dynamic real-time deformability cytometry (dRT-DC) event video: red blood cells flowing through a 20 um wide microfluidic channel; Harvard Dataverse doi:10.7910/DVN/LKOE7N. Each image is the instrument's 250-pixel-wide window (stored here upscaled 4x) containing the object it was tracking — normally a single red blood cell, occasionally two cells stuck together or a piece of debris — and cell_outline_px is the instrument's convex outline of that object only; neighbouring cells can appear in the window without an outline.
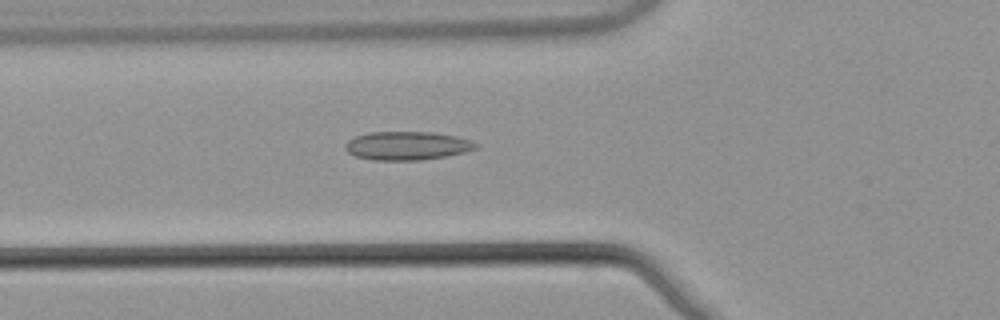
{"species": "common noctule bat (a hibernating species)", "species_latin": "Nyctalus noctula", "temperature_condition": "warm", "stored_images_in_passage": 38, "camera_frame_rate_fps": 3000, "um_per_image_px": 0.085, "animal": {"sex": "male", "body_mass_g": 21.5, "forearm_length_mm": 52.0}, "frame": {"image": 1, "passage_image": 4, "time_ms": 1.0, "image_size_px": [1000, 320], "cell_outline_px": [[480, 144], [476, 148], [464, 152], [444, 156], [420, 160], [372, 160], [356, 156], [348, 152], [344, 148], [344, 144], [348, 140], [356, 136], [368, 132], [432, 132], [456, 136], [472, 140]], "centroid_in_image_um": [34.6, 12.38], "position_along_channel_um": 91.2, "area_um2": 21.73}}
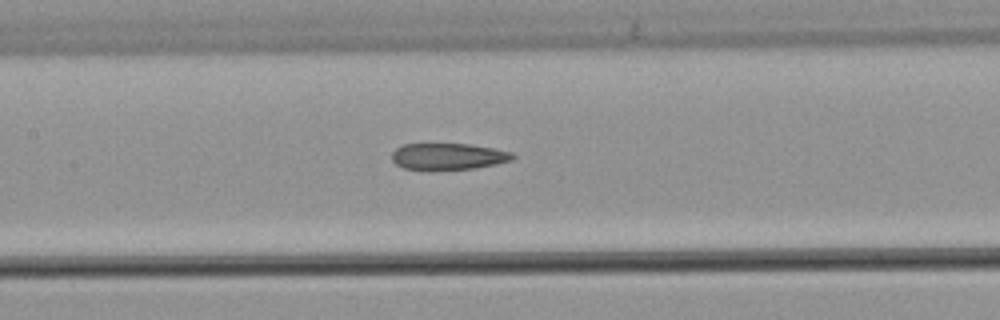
{"frame": {"image": 2, "passage_image": 10, "time_ms": 3.0, "image_size_px": [1000, 320], "cell_outline_px": [[516, 156], [512, 160], [496, 164], [476, 168], [432, 172], [428, 172], [404, 168], [396, 164], [392, 160], [392, 152], [396, 148], [404, 144], [468, 144], [492, 148], [512, 152]], "centroid_in_image_um": [38.07, 13.33], "position_along_channel_um": 169.3, "area_um2": 19.25}}
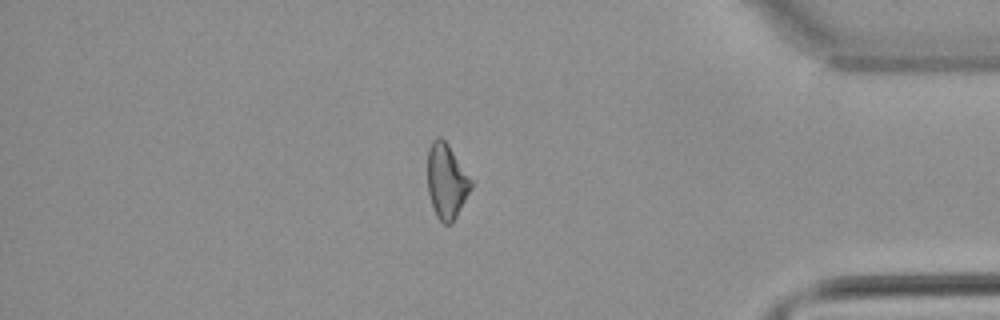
{"frame": {"image": 3, "passage_image": 30, "time_ms": 9.667, "image_size_px": [1000, 320], "cell_outline_px": [[472, 188], [452, 224], [444, 224], [436, 216], [428, 192], [428, 148], [432, 140], [436, 136], [440, 136], [448, 144], [472, 180]], "centroid_in_image_um": [37.95, 15.39], "position_along_channel_um": 397.2, "area_um2": 18.96}, "authors_computed_cell_mechanics": {"area_um2": 19.652, "velocity_mm_per_s": 3.8799, "shape_relaxation_time_tau1_ms": null, "shape_relaxation_time_tau2_ms": 5.7178, "deformation_change_tau1": null, "deformation_change_tau2": 0.1602}}